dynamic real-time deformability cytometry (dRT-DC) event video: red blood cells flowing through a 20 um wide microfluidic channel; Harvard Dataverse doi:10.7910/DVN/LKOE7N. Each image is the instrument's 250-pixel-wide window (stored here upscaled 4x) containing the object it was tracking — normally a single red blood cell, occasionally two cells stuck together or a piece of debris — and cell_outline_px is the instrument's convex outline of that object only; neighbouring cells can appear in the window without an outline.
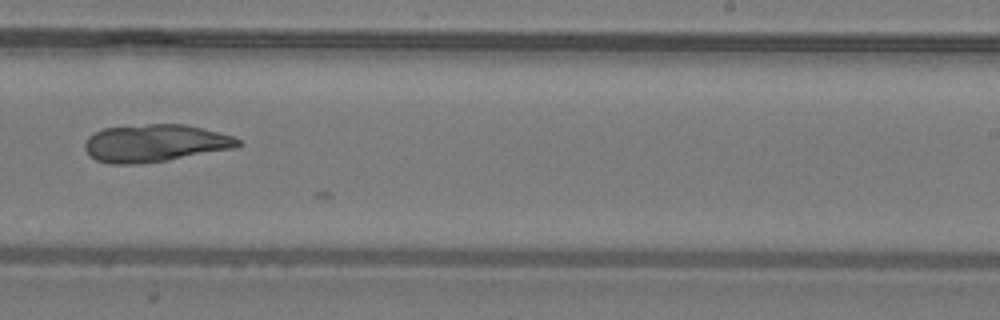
{"species": "common noctule bat (a hibernating species)", "species_latin": "Nyctalus noctula", "temperature_condition": "warm", "stored_images_in_passage": 26, "camera_frame_rate_fps": 3000, "um_per_image_px": 0.085, "animal": {"sex": "male", "body_mass_g": 19.2, "forearm_length_mm": 51.8}, "frame": {"image": 1, "passage_image": 24, "time_ms": 7.667, "image_size_px": [1000, 320], "cell_outline_px": [[240, 144], [236, 148], [168, 160], [136, 164], [112, 164], [96, 160], [84, 148], [84, 144], [88, 136], [92, 132], [104, 128], [148, 124], [184, 124], [232, 136], [240, 140]], "centroid_in_image_um": [13.14, 12.17], "position_along_channel_um": 275.9, "area_um2": 33.29}}